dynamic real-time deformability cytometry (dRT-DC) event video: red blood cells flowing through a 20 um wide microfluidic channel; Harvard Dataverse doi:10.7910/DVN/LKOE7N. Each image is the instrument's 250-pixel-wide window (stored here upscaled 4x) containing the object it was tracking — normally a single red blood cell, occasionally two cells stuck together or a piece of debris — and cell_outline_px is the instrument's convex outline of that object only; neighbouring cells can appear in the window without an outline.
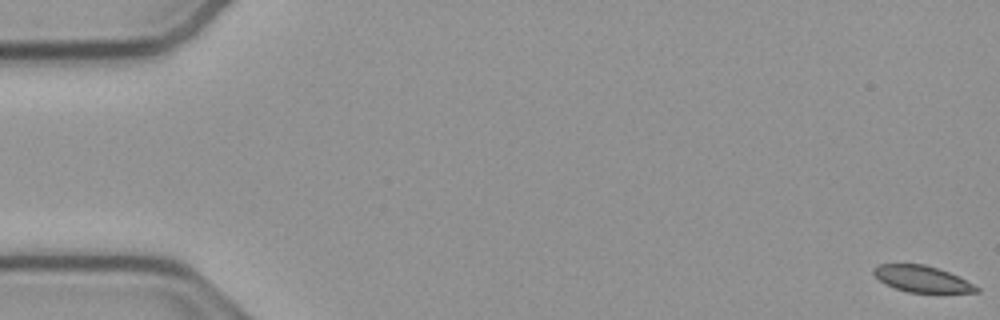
{"species": "common noctule bat (a hibernating species)", "species_latin": "Nyctalus noctula", "temperature_condition": "cold", "stored_images_in_passage": 55, "camera_frame_rate_fps": 3000, "um_per_image_px": 0.085, "animal": {"sex": "male", "body_mass_g": 23.1, "forearm_length_mm": 52.7}, "frame": {"image": 1, "passage_image": 1, "time_ms": 0.0, "image_size_px": [1000, 320], "cell_outline_px": [[980, 292], [908, 292], [884, 284], [872, 272], [872, 268], [880, 264], [924, 264], [948, 272], [980, 288]], "centroid_in_image_um": [78.32, 23.7], "position_along_channel_um": 6.7, "area_um2": 15.43}}
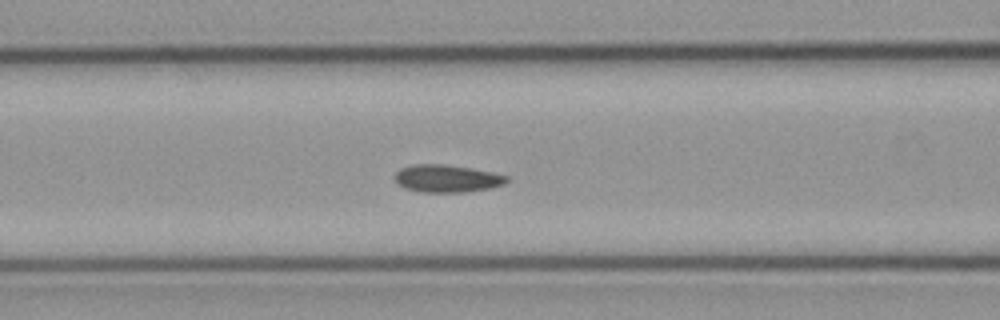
{"frame": {"image": 2, "passage_image": 23, "time_ms": 7.333, "image_size_px": [1000, 320], "cell_outline_px": [[508, 180], [504, 184], [492, 188], [464, 192], [420, 192], [404, 188], [396, 184], [392, 176], [400, 168], [412, 164], [444, 164], [472, 168], [496, 172], [508, 176]], "centroid_in_image_um": [37.96, 15.17], "position_along_channel_um": 128.6, "area_um2": 18.38}}
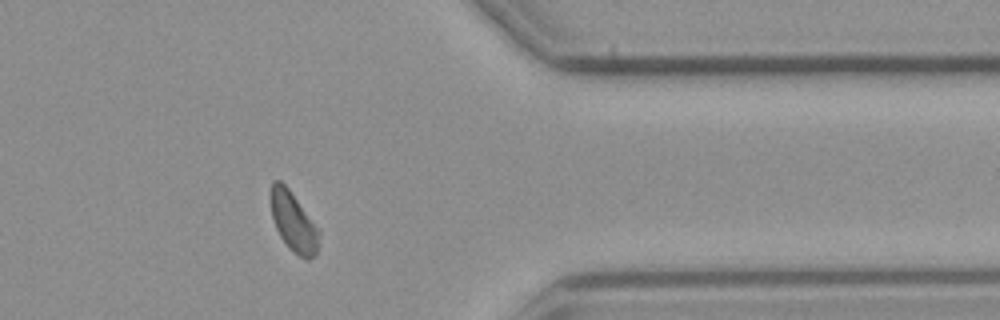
{"frame": {"image": 3, "passage_image": 45, "time_ms": 14.667, "image_size_px": [1000, 320], "cell_outline_px": [[320, 232], [316, 256], [308, 260], [300, 256], [288, 248], [280, 236], [276, 228], [272, 216], [268, 200], [268, 192], [272, 180], [280, 180], [288, 188], [320, 228]], "centroid_in_image_um": [24.92, 18.82], "position_along_channel_um": 386.5, "area_um2": 17.34}, "authors_computed_cell_mechanics": {"area_um2": 17.629, "velocity_mm_per_s": 3.7571, "shape_relaxation_time_tau1_ms": 2.184, "shape_relaxation_time_tau2_ms": 1.6284, "deformation_change_tau1": 0.0782, "deformation_change_tau2": 0.0513}}